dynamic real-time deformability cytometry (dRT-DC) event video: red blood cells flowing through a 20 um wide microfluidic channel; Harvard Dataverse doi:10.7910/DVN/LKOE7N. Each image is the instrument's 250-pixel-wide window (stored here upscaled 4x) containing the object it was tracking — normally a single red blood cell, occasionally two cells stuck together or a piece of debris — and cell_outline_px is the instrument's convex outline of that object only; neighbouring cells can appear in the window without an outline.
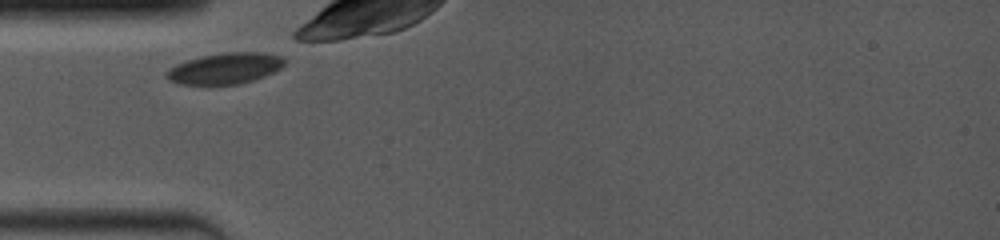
{"species": "common noctule bat (a hibernating species)", "species_latin": "Nyctalus noctula", "temperature_condition": "room temperature", "stored_images_in_passage": 25, "camera_frame_rate_fps": 4000, "um_per_image_px": 0.085, "animal": {"sex": "female", "body_mass_g": 19.0, "forearm_length_mm": 53.3}, "frame": {"image": 1, "passage_image": 1, "time_ms": 0.0, "image_size_px": [1000, 240], "cell_outline_px": [[284, 64], [280, 68], [264, 76], [240, 84], [208, 88], [204, 88], [180, 84], [168, 80], [164, 76], [168, 68], [176, 64], [200, 56], [228, 52], [264, 52], [280, 56], [284, 60]], "centroid_in_image_um": [19.03, 5.87], "position_along_channel_um": 66.0, "area_um2": 22.14}}
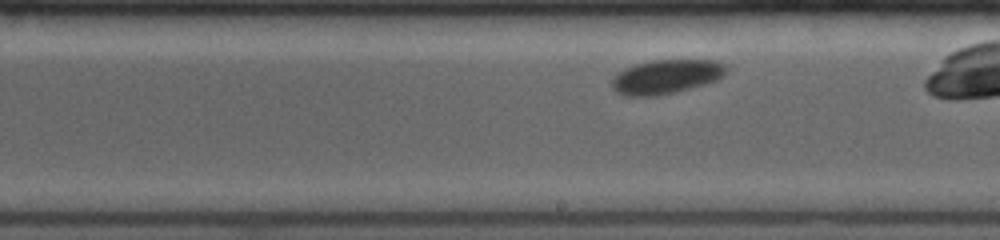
{"frame": {"image": 2, "passage_image": 13, "time_ms": 4.5, "image_size_px": [1000, 240], "cell_outline_px": [[728, 72], [724, 76], [716, 80], [704, 84], [676, 92], [656, 96], [624, 96], [616, 92], [612, 88], [612, 80], [620, 72], [636, 64], [652, 60], [716, 60], [724, 64], [728, 68]], "centroid_in_image_um": [56.67, 6.52], "position_along_channel_um": 232.3, "area_um2": 22.72}}
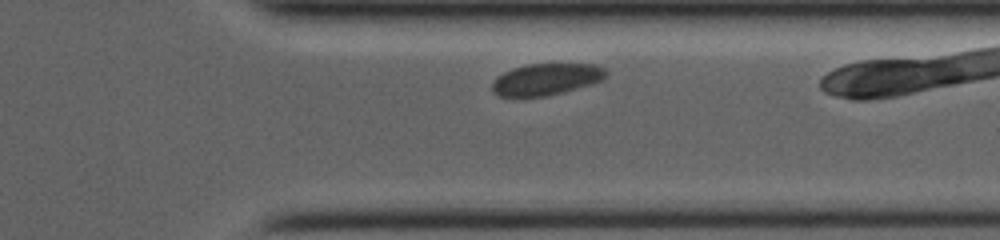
{"frame": {"image": 3, "passage_image": 24, "time_ms": 8.0, "image_size_px": [1000, 240], "cell_outline_px": [[608, 76], [600, 80], [564, 92], [548, 96], [524, 100], [496, 96], [492, 92], [492, 84], [496, 76], [512, 68], [528, 64], [596, 64], [604, 68], [608, 72]], "centroid_in_image_um": [46.33, 6.79], "position_along_channel_um": 365.1, "area_um2": 21.73}}